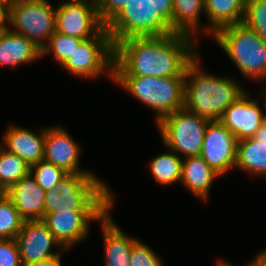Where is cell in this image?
I'll return each instance as SVG.
<instances>
[{
	"label": "cell",
	"instance_id": "1",
	"mask_svg": "<svg viewBox=\"0 0 266 266\" xmlns=\"http://www.w3.org/2000/svg\"><path fill=\"white\" fill-rule=\"evenodd\" d=\"M188 35L129 37L115 45L114 76L185 77L198 55Z\"/></svg>",
	"mask_w": 266,
	"mask_h": 266
},
{
	"label": "cell",
	"instance_id": "2",
	"mask_svg": "<svg viewBox=\"0 0 266 266\" xmlns=\"http://www.w3.org/2000/svg\"><path fill=\"white\" fill-rule=\"evenodd\" d=\"M200 60L198 53L186 67L184 108L210 121L220 120L246 90L232 78L206 73Z\"/></svg>",
	"mask_w": 266,
	"mask_h": 266
},
{
	"label": "cell",
	"instance_id": "3",
	"mask_svg": "<svg viewBox=\"0 0 266 266\" xmlns=\"http://www.w3.org/2000/svg\"><path fill=\"white\" fill-rule=\"evenodd\" d=\"M214 38L220 48L240 70L253 81L266 80V41L243 22L219 29Z\"/></svg>",
	"mask_w": 266,
	"mask_h": 266
},
{
	"label": "cell",
	"instance_id": "4",
	"mask_svg": "<svg viewBox=\"0 0 266 266\" xmlns=\"http://www.w3.org/2000/svg\"><path fill=\"white\" fill-rule=\"evenodd\" d=\"M113 81L154 109L156 124L184 108L185 77L114 76Z\"/></svg>",
	"mask_w": 266,
	"mask_h": 266
},
{
	"label": "cell",
	"instance_id": "5",
	"mask_svg": "<svg viewBox=\"0 0 266 266\" xmlns=\"http://www.w3.org/2000/svg\"><path fill=\"white\" fill-rule=\"evenodd\" d=\"M54 189L61 195L60 208L72 212H108L114 195L95 174H68Z\"/></svg>",
	"mask_w": 266,
	"mask_h": 266
},
{
	"label": "cell",
	"instance_id": "6",
	"mask_svg": "<svg viewBox=\"0 0 266 266\" xmlns=\"http://www.w3.org/2000/svg\"><path fill=\"white\" fill-rule=\"evenodd\" d=\"M7 23L12 32L42 50L55 32L56 8L48 0H15L8 8Z\"/></svg>",
	"mask_w": 266,
	"mask_h": 266
},
{
	"label": "cell",
	"instance_id": "7",
	"mask_svg": "<svg viewBox=\"0 0 266 266\" xmlns=\"http://www.w3.org/2000/svg\"><path fill=\"white\" fill-rule=\"evenodd\" d=\"M209 121L182 108L165 116L156 126L165 147L187 158L199 156Z\"/></svg>",
	"mask_w": 266,
	"mask_h": 266
},
{
	"label": "cell",
	"instance_id": "8",
	"mask_svg": "<svg viewBox=\"0 0 266 266\" xmlns=\"http://www.w3.org/2000/svg\"><path fill=\"white\" fill-rule=\"evenodd\" d=\"M115 46L104 27L96 36L83 40L61 65L77 77L97 79L101 74L114 80Z\"/></svg>",
	"mask_w": 266,
	"mask_h": 266
},
{
	"label": "cell",
	"instance_id": "9",
	"mask_svg": "<svg viewBox=\"0 0 266 266\" xmlns=\"http://www.w3.org/2000/svg\"><path fill=\"white\" fill-rule=\"evenodd\" d=\"M106 29L114 46L129 37L163 36L173 33L149 0H130Z\"/></svg>",
	"mask_w": 266,
	"mask_h": 266
},
{
	"label": "cell",
	"instance_id": "10",
	"mask_svg": "<svg viewBox=\"0 0 266 266\" xmlns=\"http://www.w3.org/2000/svg\"><path fill=\"white\" fill-rule=\"evenodd\" d=\"M104 28L94 0H68L56 8L55 31L70 37L88 39Z\"/></svg>",
	"mask_w": 266,
	"mask_h": 266
},
{
	"label": "cell",
	"instance_id": "11",
	"mask_svg": "<svg viewBox=\"0 0 266 266\" xmlns=\"http://www.w3.org/2000/svg\"><path fill=\"white\" fill-rule=\"evenodd\" d=\"M238 140L219 120L209 121L199 156L220 176L235 168Z\"/></svg>",
	"mask_w": 266,
	"mask_h": 266
},
{
	"label": "cell",
	"instance_id": "12",
	"mask_svg": "<svg viewBox=\"0 0 266 266\" xmlns=\"http://www.w3.org/2000/svg\"><path fill=\"white\" fill-rule=\"evenodd\" d=\"M107 213L72 212V209L62 207L57 213L44 214L42 221L62 248L68 250L88 237L92 221H100Z\"/></svg>",
	"mask_w": 266,
	"mask_h": 266
},
{
	"label": "cell",
	"instance_id": "13",
	"mask_svg": "<svg viewBox=\"0 0 266 266\" xmlns=\"http://www.w3.org/2000/svg\"><path fill=\"white\" fill-rule=\"evenodd\" d=\"M15 240L22 264L50 259L65 251L42 220H25ZM53 247H57L56 252Z\"/></svg>",
	"mask_w": 266,
	"mask_h": 266
},
{
	"label": "cell",
	"instance_id": "14",
	"mask_svg": "<svg viewBox=\"0 0 266 266\" xmlns=\"http://www.w3.org/2000/svg\"><path fill=\"white\" fill-rule=\"evenodd\" d=\"M249 96L246 90L224 111L219 120L238 141L252 138L266 122V114L261 110L259 101Z\"/></svg>",
	"mask_w": 266,
	"mask_h": 266
},
{
	"label": "cell",
	"instance_id": "15",
	"mask_svg": "<svg viewBox=\"0 0 266 266\" xmlns=\"http://www.w3.org/2000/svg\"><path fill=\"white\" fill-rule=\"evenodd\" d=\"M61 126L45 128L43 160L63 169L68 174H93L79 168L81 148Z\"/></svg>",
	"mask_w": 266,
	"mask_h": 266
},
{
	"label": "cell",
	"instance_id": "16",
	"mask_svg": "<svg viewBox=\"0 0 266 266\" xmlns=\"http://www.w3.org/2000/svg\"><path fill=\"white\" fill-rule=\"evenodd\" d=\"M3 136V144L0 146L12 154L20 156L29 166L39 163L44 158L45 128L38 135L10 124Z\"/></svg>",
	"mask_w": 266,
	"mask_h": 266
},
{
	"label": "cell",
	"instance_id": "17",
	"mask_svg": "<svg viewBox=\"0 0 266 266\" xmlns=\"http://www.w3.org/2000/svg\"><path fill=\"white\" fill-rule=\"evenodd\" d=\"M19 214L25 220H42L44 217L45 191L29 173L8 191Z\"/></svg>",
	"mask_w": 266,
	"mask_h": 266
},
{
	"label": "cell",
	"instance_id": "18",
	"mask_svg": "<svg viewBox=\"0 0 266 266\" xmlns=\"http://www.w3.org/2000/svg\"><path fill=\"white\" fill-rule=\"evenodd\" d=\"M110 211L99 221L105 248V266H130L132 246L138 238L126 235L112 220Z\"/></svg>",
	"mask_w": 266,
	"mask_h": 266
},
{
	"label": "cell",
	"instance_id": "19",
	"mask_svg": "<svg viewBox=\"0 0 266 266\" xmlns=\"http://www.w3.org/2000/svg\"><path fill=\"white\" fill-rule=\"evenodd\" d=\"M235 168L266 177V122L252 138L238 141Z\"/></svg>",
	"mask_w": 266,
	"mask_h": 266
},
{
	"label": "cell",
	"instance_id": "20",
	"mask_svg": "<svg viewBox=\"0 0 266 266\" xmlns=\"http://www.w3.org/2000/svg\"><path fill=\"white\" fill-rule=\"evenodd\" d=\"M40 57L41 49L25 36L12 32L8 27L0 34V65L3 67L10 66L15 70Z\"/></svg>",
	"mask_w": 266,
	"mask_h": 266
},
{
	"label": "cell",
	"instance_id": "21",
	"mask_svg": "<svg viewBox=\"0 0 266 266\" xmlns=\"http://www.w3.org/2000/svg\"><path fill=\"white\" fill-rule=\"evenodd\" d=\"M221 177L216 173L200 156L187 157L183 159L181 184L189 192L201 198L208 200L209 191L213 181Z\"/></svg>",
	"mask_w": 266,
	"mask_h": 266
},
{
	"label": "cell",
	"instance_id": "22",
	"mask_svg": "<svg viewBox=\"0 0 266 266\" xmlns=\"http://www.w3.org/2000/svg\"><path fill=\"white\" fill-rule=\"evenodd\" d=\"M246 0H205V14L209 23L203 32L211 38L221 28L243 21Z\"/></svg>",
	"mask_w": 266,
	"mask_h": 266
},
{
	"label": "cell",
	"instance_id": "23",
	"mask_svg": "<svg viewBox=\"0 0 266 266\" xmlns=\"http://www.w3.org/2000/svg\"><path fill=\"white\" fill-rule=\"evenodd\" d=\"M205 12V0H173V33L198 40L200 14Z\"/></svg>",
	"mask_w": 266,
	"mask_h": 266
},
{
	"label": "cell",
	"instance_id": "24",
	"mask_svg": "<svg viewBox=\"0 0 266 266\" xmlns=\"http://www.w3.org/2000/svg\"><path fill=\"white\" fill-rule=\"evenodd\" d=\"M183 158L169 149V152L154 157L149 163L150 174L160 185L180 183Z\"/></svg>",
	"mask_w": 266,
	"mask_h": 266
},
{
	"label": "cell",
	"instance_id": "25",
	"mask_svg": "<svg viewBox=\"0 0 266 266\" xmlns=\"http://www.w3.org/2000/svg\"><path fill=\"white\" fill-rule=\"evenodd\" d=\"M30 173V166L18 155L0 146V186L8 191Z\"/></svg>",
	"mask_w": 266,
	"mask_h": 266
},
{
	"label": "cell",
	"instance_id": "26",
	"mask_svg": "<svg viewBox=\"0 0 266 266\" xmlns=\"http://www.w3.org/2000/svg\"><path fill=\"white\" fill-rule=\"evenodd\" d=\"M24 222L13 201L8 196L4 197L0 201V239L15 238Z\"/></svg>",
	"mask_w": 266,
	"mask_h": 266
},
{
	"label": "cell",
	"instance_id": "27",
	"mask_svg": "<svg viewBox=\"0 0 266 266\" xmlns=\"http://www.w3.org/2000/svg\"><path fill=\"white\" fill-rule=\"evenodd\" d=\"M83 40L84 39L70 37L55 31L48 40V43L41 50V56L52 53L55 61L61 66Z\"/></svg>",
	"mask_w": 266,
	"mask_h": 266
},
{
	"label": "cell",
	"instance_id": "28",
	"mask_svg": "<svg viewBox=\"0 0 266 266\" xmlns=\"http://www.w3.org/2000/svg\"><path fill=\"white\" fill-rule=\"evenodd\" d=\"M30 174L44 191L52 190L68 173L45 160L30 166Z\"/></svg>",
	"mask_w": 266,
	"mask_h": 266
},
{
	"label": "cell",
	"instance_id": "29",
	"mask_svg": "<svg viewBox=\"0 0 266 266\" xmlns=\"http://www.w3.org/2000/svg\"><path fill=\"white\" fill-rule=\"evenodd\" d=\"M242 22L266 41V0H246Z\"/></svg>",
	"mask_w": 266,
	"mask_h": 266
},
{
	"label": "cell",
	"instance_id": "30",
	"mask_svg": "<svg viewBox=\"0 0 266 266\" xmlns=\"http://www.w3.org/2000/svg\"><path fill=\"white\" fill-rule=\"evenodd\" d=\"M159 255L141 240L133 243L130 266H164Z\"/></svg>",
	"mask_w": 266,
	"mask_h": 266
},
{
	"label": "cell",
	"instance_id": "31",
	"mask_svg": "<svg viewBox=\"0 0 266 266\" xmlns=\"http://www.w3.org/2000/svg\"><path fill=\"white\" fill-rule=\"evenodd\" d=\"M130 0H94L98 17L106 27L122 10Z\"/></svg>",
	"mask_w": 266,
	"mask_h": 266
},
{
	"label": "cell",
	"instance_id": "32",
	"mask_svg": "<svg viewBox=\"0 0 266 266\" xmlns=\"http://www.w3.org/2000/svg\"><path fill=\"white\" fill-rule=\"evenodd\" d=\"M0 266H22L15 238L0 239Z\"/></svg>",
	"mask_w": 266,
	"mask_h": 266
},
{
	"label": "cell",
	"instance_id": "33",
	"mask_svg": "<svg viewBox=\"0 0 266 266\" xmlns=\"http://www.w3.org/2000/svg\"><path fill=\"white\" fill-rule=\"evenodd\" d=\"M149 2L173 32V0H149Z\"/></svg>",
	"mask_w": 266,
	"mask_h": 266
},
{
	"label": "cell",
	"instance_id": "34",
	"mask_svg": "<svg viewBox=\"0 0 266 266\" xmlns=\"http://www.w3.org/2000/svg\"><path fill=\"white\" fill-rule=\"evenodd\" d=\"M61 195L53 188L50 191H45L44 214L57 213L60 208Z\"/></svg>",
	"mask_w": 266,
	"mask_h": 266
},
{
	"label": "cell",
	"instance_id": "35",
	"mask_svg": "<svg viewBox=\"0 0 266 266\" xmlns=\"http://www.w3.org/2000/svg\"><path fill=\"white\" fill-rule=\"evenodd\" d=\"M52 257L50 259L41 260L38 262H30V263H24L22 266H61V258L60 256Z\"/></svg>",
	"mask_w": 266,
	"mask_h": 266
},
{
	"label": "cell",
	"instance_id": "36",
	"mask_svg": "<svg viewBox=\"0 0 266 266\" xmlns=\"http://www.w3.org/2000/svg\"><path fill=\"white\" fill-rule=\"evenodd\" d=\"M251 262L248 266H266V250L259 252Z\"/></svg>",
	"mask_w": 266,
	"mask_h": 266
},
{
	"label": "cell",
	"instance_id": "37",
	"mask_svg": "<svg viewBox=\"0 0 266 266\" xmlns=\"http://www.w3.org/2000/svg\"><path fill=\"white\" fill-rule=\"evenodd\" d=\"M8 10L0 5V25H7Z\"/></svg>",
	"mask_w": 266,
	"mask_h": 266
},
{
	"label": "cell",
	"instance_id": "38",
	"mask_svg": "<svg viewBox=\"0 0 266 266\" xmlns=\"http://www.w3.org/2000/svg\"><path fill=\"white\" fill-rule=\"evenodd\" d=\"M15 0H0V5H3L7 10L11 4H13Z\"/></svg>",
	"mask_w": 266,
	"mask_h": 266
},
{
	"label": "cell",
	"instance_id": "39",
	"mask_svg": "<svg viewBox=\"0 0 266 266\" xmlns=\"http://www.w3.org/2000/svg\"><path fill=\"white\" fill-rule=\"evenodd\" d=\"M6 196H7V191L2 186H0V201Z\"/></svg>",
	"mask_w": 266,
	"mask_h": 266
},
{
	"label": "cell",
	"instance_id": "40",
	"mask_svg": "<svg viewBox=\"0 0 266 266\" xmlns=\"http://www.w3.org/2000/svg\"><path fill=\"white\" fill-rule=\"evenodd\" d=\"M220 262V263H219ZM218 262V266H234V265H230L229 263L225 262V261H219Z\"/></svg>",
	"mask_w": 266,
	"mask_h": 266
},
{
	"label": "cell",
	"instance_id": "41",
	"mask_svg": "<svg viewBox=\"0 0 266 266\" xmlns=\"http://www.w3.org/2000/svg\"><path fill=\"white\" fill-rule=\"evenodd\" d=\"M7 28V25H0V34Z\"/></svg>",
	"mask_w": 266,
	"mask_h": 266
},
{
	"label": "cell",
	"instance_id": "42",
	"mask_svg": "<svg viewBox=\"0 0 266 266\" xmlns=\"http://www.w3.org/2000/svg\"><path fill=\"white\" fill-rule=\"evenodd\" d=\"M266 81V80H265ZM264 94H266V88H265V90H264ZM265 101H264V106H265V109H266V95H265V99H264Z\"/></svg>",
	"mask_w": 266,
	"mask_h": 266
}]
</instances>
